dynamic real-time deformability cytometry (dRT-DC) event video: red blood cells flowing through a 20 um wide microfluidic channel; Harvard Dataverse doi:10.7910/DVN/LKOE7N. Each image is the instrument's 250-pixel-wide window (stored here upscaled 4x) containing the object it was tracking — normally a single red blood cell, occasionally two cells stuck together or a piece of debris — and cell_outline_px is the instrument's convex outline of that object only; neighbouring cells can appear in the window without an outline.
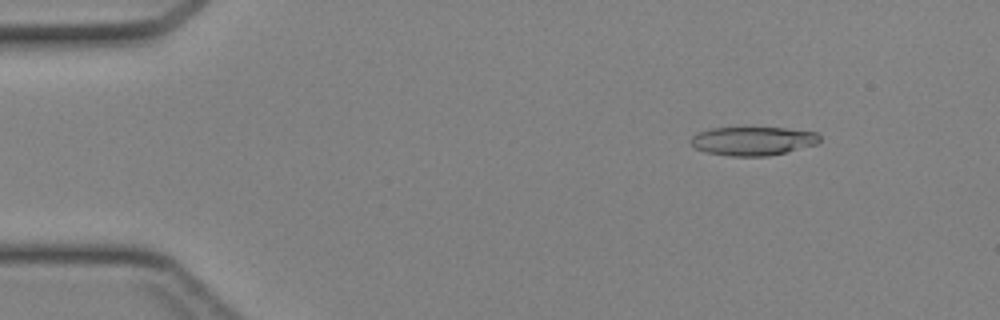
{"species": "Egyptian fruit bat (a non-hibernating species)", "species_latin": "Rousettus aegyptiacus", "temperature_condition": "cold", "stored_images_in_passage": 46, "segment_of_instrument_passage": [1, 2], "camera_frame_rate_fps": 3000, "um_per_image_px": 0.085, "animal": {"sex": "female"}, "frame": {"image": 1, "passage_image": 6, "time_ms": 1.667, "image_size_px": [1000, 320], "cell_outline_px": [[820, 140], [816, 144], [768, 156], [728, 156], [708, 152], [696, 148], [688, 140], [696, 132], [712, 128], [784, 128], [816, 132], [820, 136]], "centroid_in_image_um": [63.96, 11.98], "position_along_channel_um": 21.0, "area_um2": 21.39}}
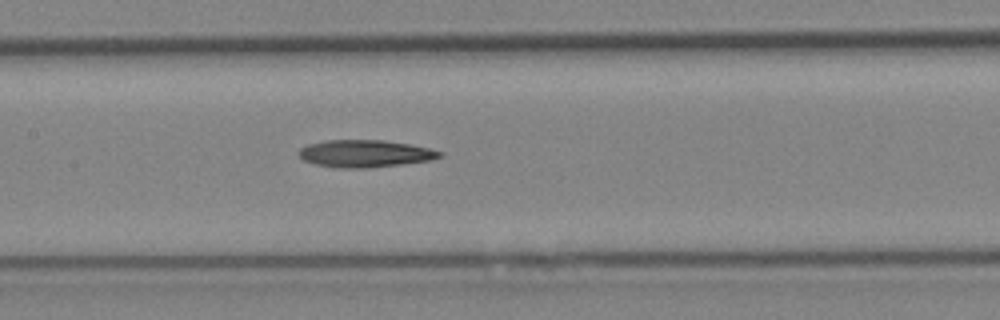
{"frame": {"image": 2, "passage_image": 22, "time_ms": 7.0, "image_size_px": [1000, 320], "cell_outline_px": [[444, 152], [440, 156], [428, 160], [400, 164], [368, 168], [336, 168], [312, 164], [304, 160], [296, 152], [300, 148], [308, 144], [324, 140], [384, 140], [408, 144], [428, 148]], "centroid_in_image_um": [30.94, 13.05], "position_along_channel_um": 176.5, "area_um2": 22.37}}
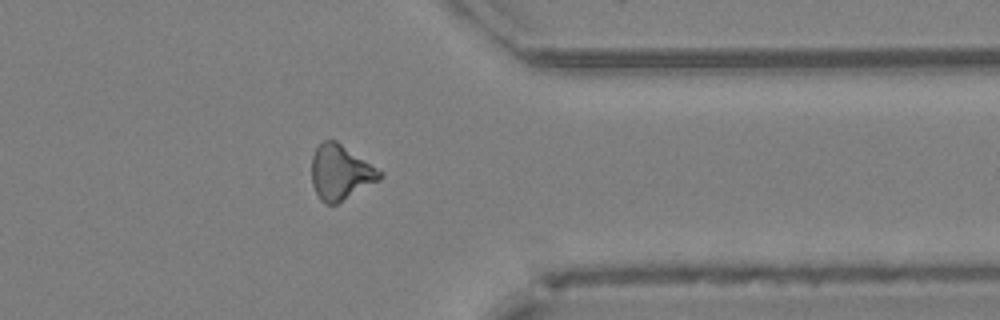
{"frame": {"image": 3, "passage_image": 36, "time_ms": 11.667, "image_size_px": [1000, 320], "cell_outline_px": [[384, 176], [380, 180], [336, 204], [324, 204], [320, 200], [312, 184], [312, 156], [316, 148], [324, 140], [336, 140], [384, 172]], "centroid_in_image_um": [28.96, 14.66], "position_along_channel_um": 382.4, "area_um2": 21.85}}